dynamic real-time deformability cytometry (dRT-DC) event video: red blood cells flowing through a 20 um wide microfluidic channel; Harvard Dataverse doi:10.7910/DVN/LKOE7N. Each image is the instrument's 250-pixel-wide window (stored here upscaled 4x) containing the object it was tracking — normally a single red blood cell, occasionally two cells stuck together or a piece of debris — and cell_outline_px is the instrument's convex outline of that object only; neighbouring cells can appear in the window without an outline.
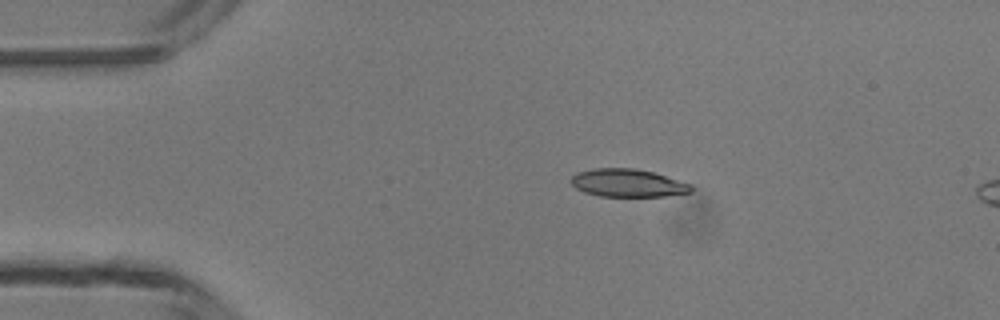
{"species": "common noctule bat (a hibernating species)", "species_latin": "Nyctalus noctula", "temperature_condition": "room temperature", "stored_images_in_passage": 5, "camera_frame_rate_fps": 3000, "um_per_image_px": 0.085, "animal": {"sex": "male", "body_mass_g": 13.3}, "frame": {"image": 1, "passage_image": 3, "time_ms": 2.333, "image_size_px": [1000, 320], "cell_outline_px": [[692, 192], [664, 196], [600, 196], [584, 192], [576, 188], [572, 184], [572, 176], [576, 172], [592, 168], [636, 168], [652, 172], [692, 184]], "centroid_in_image_um": [53.35, 15.55], "position_along_channel_um": 31.6, "area_um2": 19.48}}